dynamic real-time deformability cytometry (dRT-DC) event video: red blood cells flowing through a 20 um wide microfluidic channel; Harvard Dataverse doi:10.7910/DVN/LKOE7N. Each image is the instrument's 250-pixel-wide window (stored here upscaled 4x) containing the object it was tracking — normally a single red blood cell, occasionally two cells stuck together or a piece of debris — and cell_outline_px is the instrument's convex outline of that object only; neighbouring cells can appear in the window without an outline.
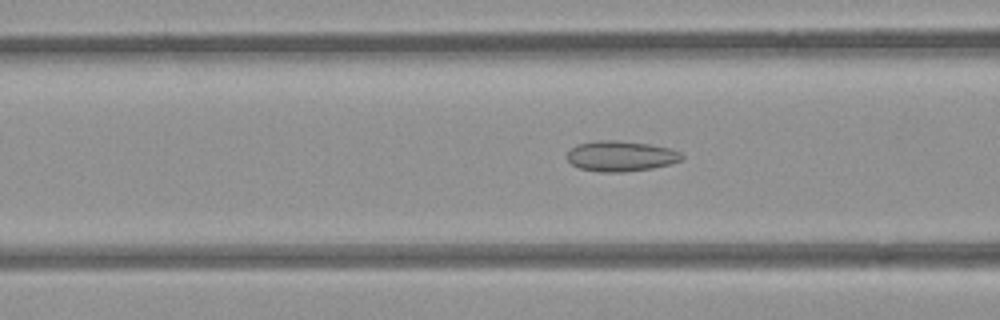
{"species": "common noctule bat (a hibernating species)", "species_latin": "Nyctalus noctula", "temperature_condition": "room temperature", "stored_images_in_passage": 48, "camera_frame_rate_fps": 3000, "um_per_image_px": 0.085, "animal": {"sex": "female", "body_mass_g": 21.9}, "frame": {"image": 1, "passage_image": 15, "time_ms": 4.667, "image_size_px": [1000, 320], "cell_outline_px": [[684, 156], [680, 160], [668, 164], [652, 168], [624, 172], [600, 172], [580, 168], [572, 164], [568, 160], [568, 152], [576, 144], [596, 140], [616, 140], [648, 144], [668, 148], [680, 152]], "centroid_in_image_um": [52.74, 13.26], "position_along_channel_um": 113.9, "area_um2": 20.17}}
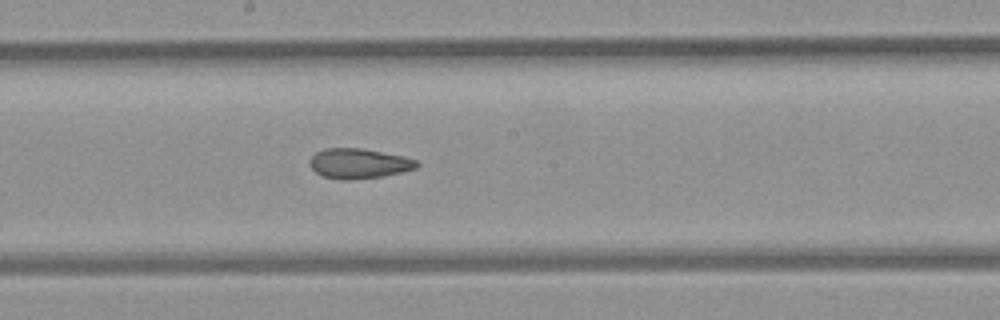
{"frame": {"image": 2, "passage_image": 23, "time_ms": 7.333, "image_size_px": [1000, 320], "cell_outline_px": [[420, 164], [416, 168], [384, 176], [348, 180], [340, 180], [324, 176], [316, 172], [312, 168], [312, 156], [316, 152], [324, 148], [360, 148], [400, 156], [416, 160]], "centroid_in_image_um": [30.5, 13.9], "position_along_channel_um": 217.7, "area_um2": 18.32}}
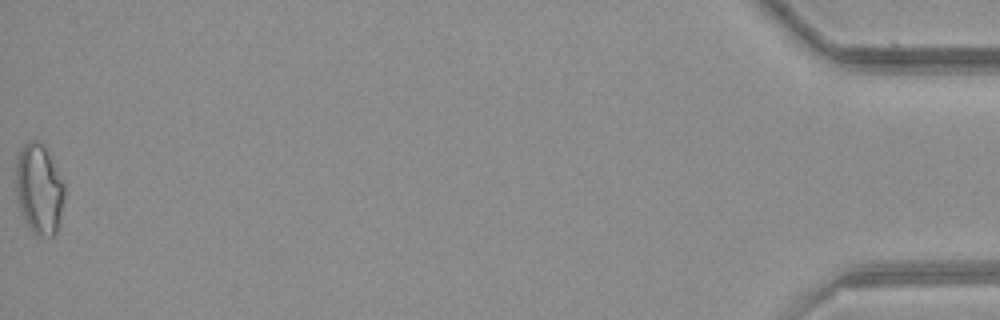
{"frame": {"image": 3, "passage_image": 48, "time_ms": 15.667, "image_size_px": [1000, 320], "cell_outline_px": [[64, 196], [56, 232], [52, 236], [40, 236], [32, 232], [20, 208], [12, 180], [16, 156], [24, 144], [32, 140], [40, 140], [44, 144], [64, 184]], "centroid_in_image_um": [3.26, 16.0], "position_along_channel_um": 431.9, "area_um2": 25.78}, "authors_computed_cell_mechanics": {"area_um2": 19.8543, "velocity_mm_per_s": 3.8752, "shape_relaxation_time_tau1_ms": null, "shape_relaxation_time_tau2_ms": 2.8133, "deformation_change_tau1": null, "deformation_change_tau2": 0.0912}}